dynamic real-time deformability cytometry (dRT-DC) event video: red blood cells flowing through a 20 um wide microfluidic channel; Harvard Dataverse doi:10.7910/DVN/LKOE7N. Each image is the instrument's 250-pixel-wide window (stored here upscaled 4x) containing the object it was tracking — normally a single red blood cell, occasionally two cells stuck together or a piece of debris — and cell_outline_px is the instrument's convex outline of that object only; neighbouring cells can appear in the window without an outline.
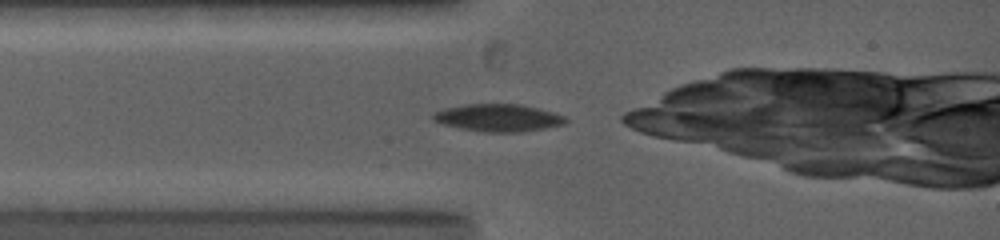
{"species": "common noctule bat (a hibernating species)", "species_latin": "Nyctalus noctula", "temperature_condition": "warm", "stored_images_in_passage": 44, "camera_frame_rate_fps": 5000, "um_per_image_px": 0.085, "animal": {"sex": "female", "body_mass_g": 19.0, "forearm_length_mm": 53.3}, "frame": {"image": 1, "passage_image": 1, "time_ms": 0.0, "image_size_px": [1000, 240], "cell_outline_px": [[568, 120], [564, 124], [524, 132], [488, 132], [460, 128], [444, 124], [432, 120], [432, 116], [436, 112], [444, 108], [464, 104], [520, 104], [552, 112], [564, 116]], "centroid_in_image_um": [42.34, 10.01], "position_along_channel_um": 42.7, "area_um2": 20.98}}
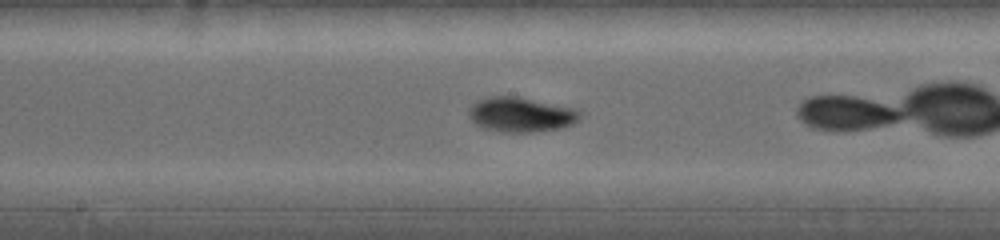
{"frame": {"image": 2, "passage_image": 16, "time_ms": 4.0, "image_size_px": [1000, 240], "cell_outline_px": [[580, 120], [564, 128], [532, 132], [504, 132], [484, 128], [476, 124], [468, 116], [468, 108], [472, 104], [488, 96], [516, 96], [576, 108], [580, 112]], "centroid_in_image_um": [44.29, 9.74], "position_along_channel_um": 203.9, "area_um2": 22.66}}
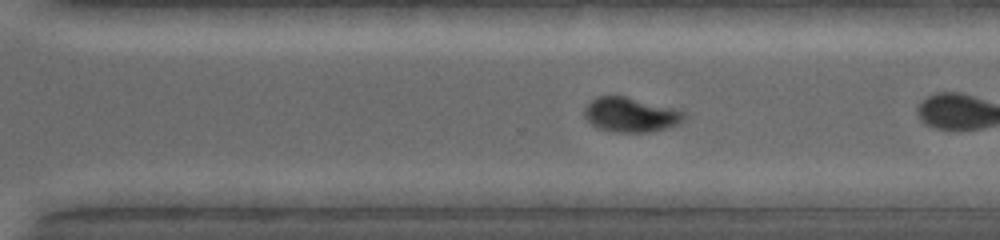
{"frame": {"image": 3, "passage_image": 30, "time_ms": 6.8, "image_size_px": [1000, 240], "cell_outline_px": [[688, 116], [684, 120], [668, 128], [648, 132], [612, 132], [596, 128], [584, 116], [584, 108], [596, 96], [624, 96], [672, 108], [684, 112]], "centroid_in_image_um": [53.59, 9.77], "position_along_channel_um": 317.0, "area_um2": 20.0}, "authors_computed_cell_mechanics": {"area_um2": 21.2704, "velocity_mm_per_s": 4.0387, "shape_relaxation_time_tau1_ms": 3.5607, "shape_relaxation_time_tau2_ms": 4.1671, "deformation_change_tau1": 0.1514, "deformation_change_tau2": 0.039}}